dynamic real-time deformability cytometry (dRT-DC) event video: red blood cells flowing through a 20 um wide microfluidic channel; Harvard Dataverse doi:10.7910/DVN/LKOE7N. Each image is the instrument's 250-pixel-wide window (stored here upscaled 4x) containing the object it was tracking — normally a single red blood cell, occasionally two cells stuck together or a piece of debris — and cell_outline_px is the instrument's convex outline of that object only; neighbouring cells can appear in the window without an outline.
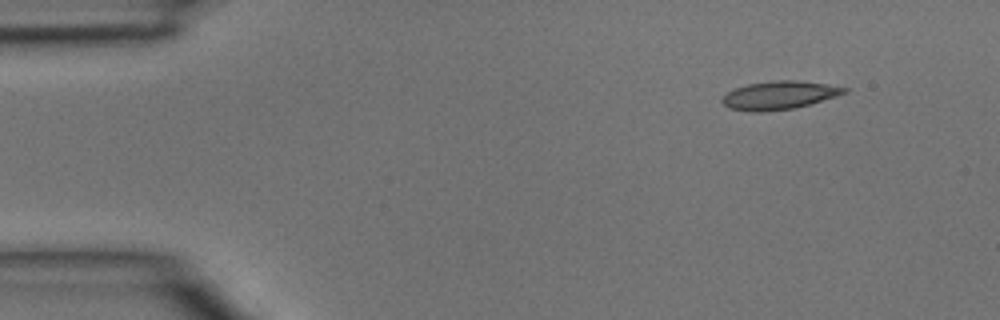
{"species": "common noctule bat (a hibernating species)", "species_latin": "Nyctalus noctula", "temperature_condition": "room temperature", "stored_images_in_passage": 4, "segment_of_instrument_passage": [2, 2], "camera_frame_rate_fps": 3000, "um_per_image_px": 0.085, "animal": {"sex": "male", "body_mass_g": 15.6}, "frame": {"image": 1, "passage_image": 4, "time_ms": 1.0, "image_size_px": [1000, 320], "cell_outline_px": [[848, 92], [836, 96], [808, 104], [792, 108], [760, 112], [752, 112], [728, 108], [720, 100], [728, 92], [736, 88], [748, 84], [772, 80], [796, 80], [828, 84], [848, 88]], "centroid_in_image_um": [66.22, 8.09], "position_along_channel_um": 18.8, "area_um2": 19.94}}